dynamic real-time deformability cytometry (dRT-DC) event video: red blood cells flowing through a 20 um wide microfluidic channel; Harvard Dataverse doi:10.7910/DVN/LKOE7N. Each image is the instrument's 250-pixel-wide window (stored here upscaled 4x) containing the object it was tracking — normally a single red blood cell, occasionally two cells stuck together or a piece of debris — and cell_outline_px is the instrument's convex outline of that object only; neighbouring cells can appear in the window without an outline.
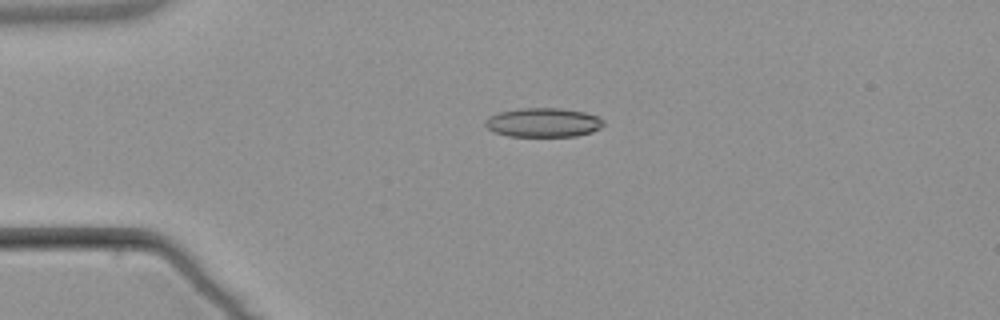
{"species": "common noctule bat (a hibernating species)", "species_latin": "Nyctalus noctula", "temperature_condition": "warm", "stored_images_in_passage": 8, "camera_frame_rate_fps": 3000, "um_per_image_px": 0.085, "animal": {"sex": "male", "body_mass_g": 21.5, "forearm_length_mm": 52.0}, "frame": {"image": 1, "passage_image": 4, "time_ms": 3.667, "image_size_px": [1000, 320], "cell_outline_px": [[604, 124], [600, 128], [592, 132], [576, 136], [508, 136], [492, 132], [484, 124], [484, 120], [488, 116], [500, 112], [520, 108], [560, 108], [584, 112], [596, 116], [604, 120]], "centroid_in_image_um": [46.15, 10.41], "position_along_channel_um": 38.9, "area_um2": 20.17}}
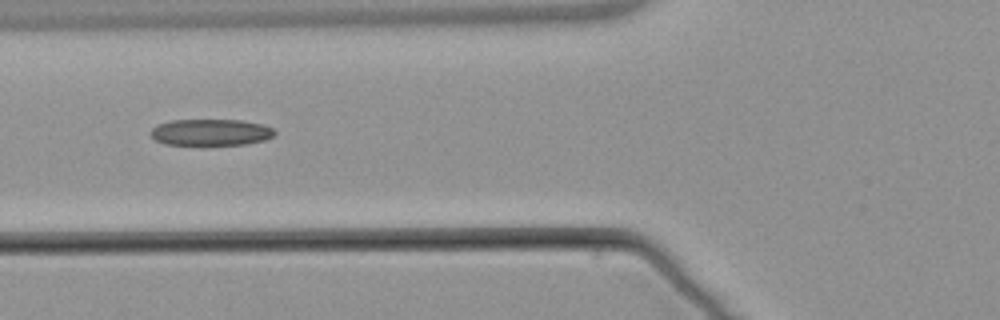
{"frame": {"image": 2, "passage_image": 6, "time_ms": 6.333, "image_size_px": [1000, 320], "cell_outline_px": [[276, 132], [272, 136], [264, 140], [244, 144], [164, 144], [156, 140], [148, 132], [156, 124], [172, 120], [240, 120], [264, 124], [272, 128]], "centroid_in_image_um": [17.89, 11.23], "position_along_channel_um": 107.9, "area_um2": 19.02}}